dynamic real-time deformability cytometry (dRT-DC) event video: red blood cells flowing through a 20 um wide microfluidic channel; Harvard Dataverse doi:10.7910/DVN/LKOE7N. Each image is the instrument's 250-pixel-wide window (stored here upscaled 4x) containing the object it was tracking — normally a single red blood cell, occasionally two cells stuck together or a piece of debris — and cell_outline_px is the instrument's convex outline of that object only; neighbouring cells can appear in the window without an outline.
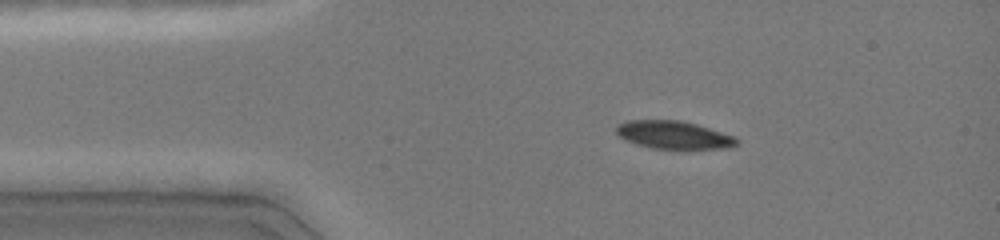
{"species": "common noctule bat (a hibernating species)", "species_latin": "Nyctalus noctula", "temperature_condition": "cold", "stored_images_in_passage": 40, "camera_frame_rate_fps": 3000, "um_per_image_px": 0.085, "animal": {"sex": "female", "body_mass_g": 19.0, "forearm_length_mm": 51.5}, "frame": {"image": 1, "passage_image": 1, "time_ms": 0.0, "image_size_px": [1000, 240], "cell_outline_px": [[740, 140], [736, 144], [728, 148], [652, 148], [636, 144], [624, 140], [616, 132], [616, 124], [624, 120], [680, 120], [696, 124], [736, 136]], "centroid_in_image_um": [57.23, 11.45], "position_along_channel_um": 27.8, "area_um2": 19.59}}
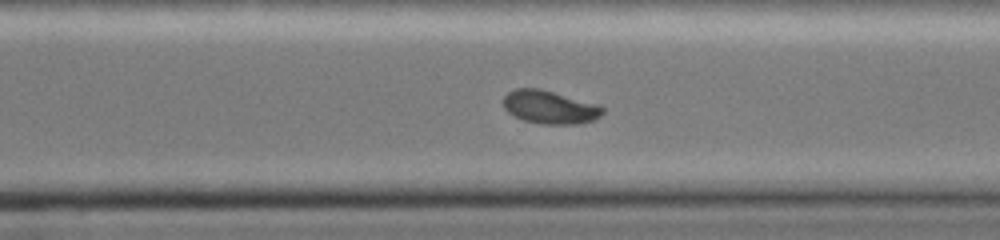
{"frame": {"image": 2, "passage_image": 26, "time_ms": 8.333, "image_size_px": [1000, 240], "cell_outline_px": [[604, 112], [600, 116], [592, 120], [576, 124], [544, 124], [524, 120], [512, 116], [504, 108], [504, 96], [508, 92], [516, 88], [540, 88], [600, 104], [604, 108]], "centroid_in_image_um": [46.74, 9.1], "position_along_channel_um": 323.9, "area_um2": 19.36}}
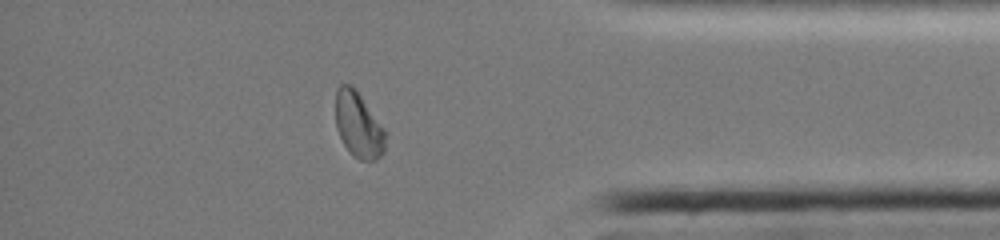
{"frame": {"image": 3, "passage_image": 33, "time_ms": 10.667, "image_size_px": [1000, 240], "cell_outline_px": [[388, 132], [384, 152], [376, 160], [360, 160], [352, 156], [344, 144], [336, 128], [336, 88], [340, 84], [352, 84]], "centroid_in_image_um": [30.5, 10.62], "position_along_channel_um": 404.7, "area_um2": 19.42}, "authors_computed_cell_mechanics": {"area_um2": 20.4034, "velocity_mm_per_s": 4.0555, "shape_relaxation_time_tau1_ms": 3.0977, "shape_relaxation_time_tau2_ms": 5.5277, "deformation_change_tau1": 0.1204, "deformation_change_tau2": 0.0603}}